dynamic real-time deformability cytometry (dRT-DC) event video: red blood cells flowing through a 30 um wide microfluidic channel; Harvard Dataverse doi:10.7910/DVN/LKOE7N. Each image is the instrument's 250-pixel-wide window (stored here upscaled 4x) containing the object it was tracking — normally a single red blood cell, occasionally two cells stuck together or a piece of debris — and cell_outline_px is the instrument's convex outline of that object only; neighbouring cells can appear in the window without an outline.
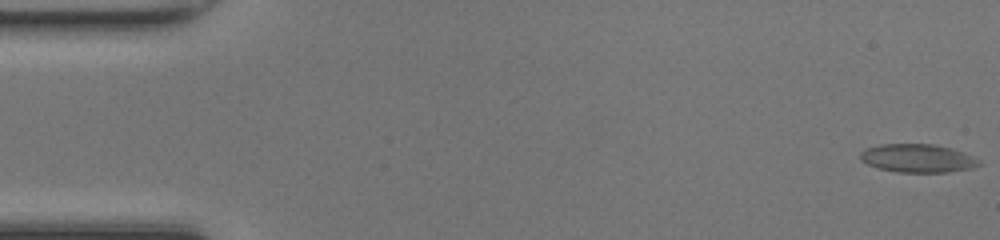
{"species": "common noctule bat (a hibernating species)", "species_latin": "Nyctalus noctula", "temperature_condition": "room temperature", "stored_images_in_passage": 49, "camera_frame_rate_fps": 3000, "um_per_image_px": 0.085, "animal": {"sex": "female", "body_mass_g": 17.0, "forearm_length_mm": 48.0}, "frame": {"image": 1, "passage_image": 1, "time_ms": 0.0, "image_size_px": [1000, 240], "cell_outline_px": [[980, 164], [972, 168], [948, 172], [896, 172], [880, 168], [868, 164], [860, 160], [860, 152], [864, 148], [880, 144], [936, 144], [952, 148], [964, 152], [980, 160]], "centroid_in_image_um": [77.99, 13.44], "position_along_channel_um": 7.0, "area_um2": 19.71}}
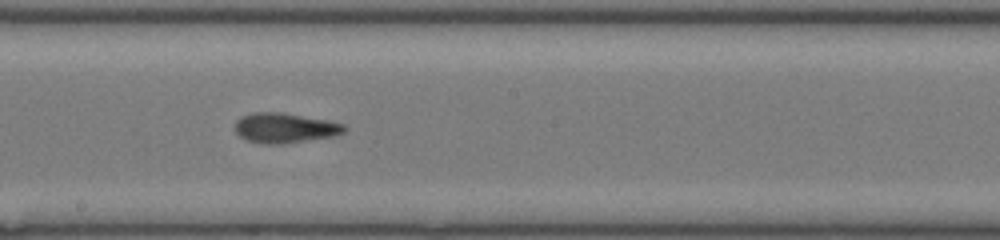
{"frame": {"image": 2, "passage_image": 27, "time_ms": 8.667, "image_size_px": [1000, 240], "cell_outline_px": [[348, 128], [344, 132], [336, 136], [284, 144], [260, 144], [248, 140], [240, 136], [236, 132], [236, 120], [240, 116], [252, 112], [280, 112], [324, 120], [344, 124]], "centroid_in_image_um": [24.21, 10.88], "position_along_channel_um": 224.0, "area_um2": 19.13}}
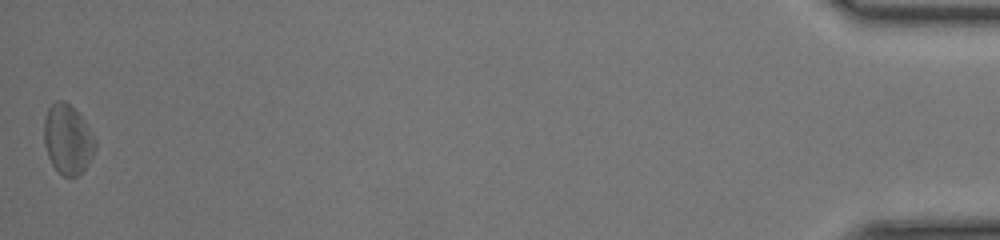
{"frame": {"image": 3, "passage_image": 49, "time_ms": 16.0, "image_size_px": [1000, 240], "cell_outline_px": [[96, 148], [88, 164], [76, 176], [64, 176], [52, 164], [48, 156], [44, 144], [44, 120], [48, 108], [56, 100], [64, 100], [84, 120], [96, 140]], "centroid_in_image_um": [5.75, 11.83], "position_along_channel_um": 429.5, "area_um2": 20.46}, "authors_computed_cell_mechanics": {"area_um2": 19.1896, "velocity_mm_per_s": 4.2267, "shape_relaxation_time_tau1_ms": 3.2722, "shape_relaxation_time_tau2_ms": 2.5759, "deformation_change_tau1": 0.1281, "deformation_change_tau2": 0.0868}}